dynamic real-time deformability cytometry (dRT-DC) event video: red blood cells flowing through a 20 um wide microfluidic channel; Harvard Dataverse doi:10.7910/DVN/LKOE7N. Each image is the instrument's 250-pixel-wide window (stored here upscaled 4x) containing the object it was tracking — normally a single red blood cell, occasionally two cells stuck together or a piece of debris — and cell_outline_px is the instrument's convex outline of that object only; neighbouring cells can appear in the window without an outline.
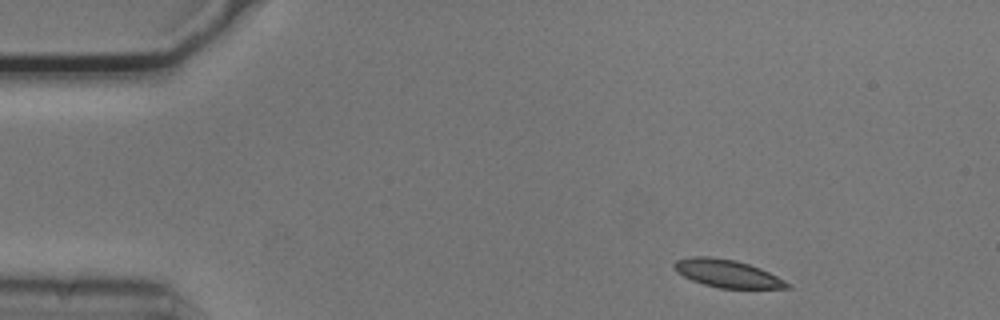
{"species": "common noctule bat (a hibernating species)", "species_latin": "Nyctalus noctula", "temperature_condition": "cold", "stored_images_in_passage": 48, "camera_frame_rate_fps": 3000, "um_per_image_px": 0.085, "animal": {"sex": "male", "body_mass_g": 20.5, "forearm_length_mm": 52.5}, "frame": {"image": 1, "passage_image": 1, "time_ms": 0.0, "image_size_px": [1000, 320], "cell_outline_px": [[792, 288], [720, 288], [704, 284], [692, 280], [676, 272], [672, 264], [676, 260], [692, 256], [708, 256], [736, 260], [760, 268], [792, 284]], "centroid_in_image_um": [61.8, 23.24], "position_along_channel_um": 23.2, "area_um2": 18.21}}
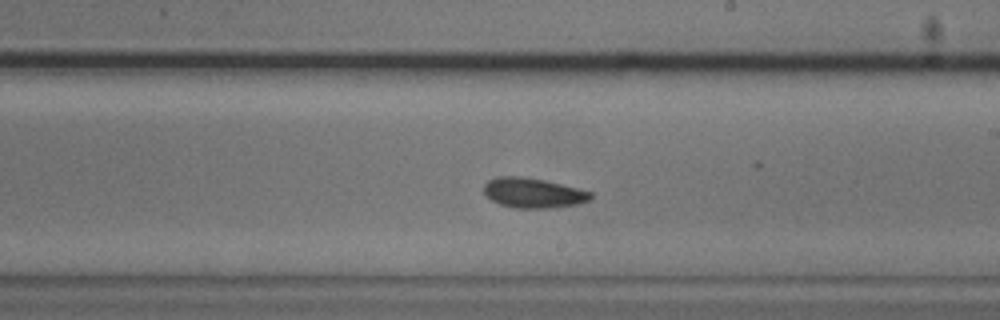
{"frame": {"image": 2, "passage_image": 25, "time_ms": 8.0, "image_size_px": [1000, 320], "cell_outline_px": [[592, 200], [580, 204], [552, 208], [516, 208], [500, 204], [492, 200], [484, 192], [484, 184], [488, 180], [496, 176], [524, 176], [544, 180], [592, 192]], "centroid_in_image_um": [45.33, 16.4], "position_along_channel_um": 243.7, "area_um2": 18.73}}
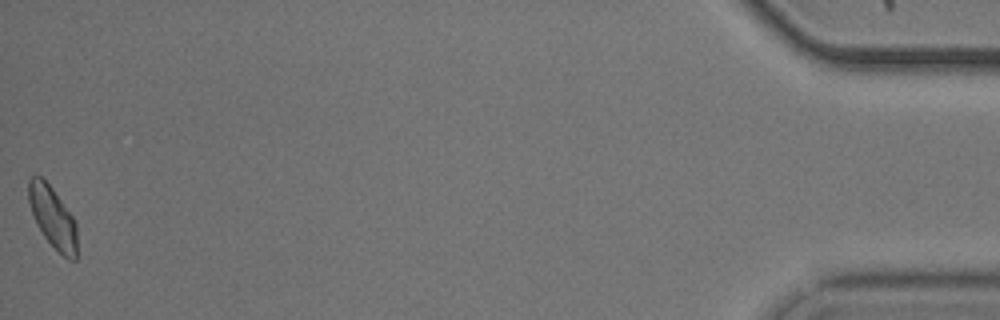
{"frame": {"image": 3, "passage_image": 48, "time_ms": 15.667, "image_size_px": [1000, 320], "cell_outline_px": [[76, 260], [68, 260], [44, 236], [36, 224], [28, 200], [28, 180], [32, 176], [40, 176], [52, 188], [72, 216], [76, 224]], "centroid_in_image_um": [4.46, 18.46], "position_along_channel_um": 430.7, "area_um2": 16.94}, "authors_computed_cell_mechanics": {"area_um2": 18.1781, "velocity_mm_per_s": 3.6972, "shape_relaxation_time_tau1_ms": 7.7417, "shape_relaxation_time_tau2_ms": 6.2461, "deformation_change_tau1": 0.213, "deformation_change_tau2": 0.1215}}